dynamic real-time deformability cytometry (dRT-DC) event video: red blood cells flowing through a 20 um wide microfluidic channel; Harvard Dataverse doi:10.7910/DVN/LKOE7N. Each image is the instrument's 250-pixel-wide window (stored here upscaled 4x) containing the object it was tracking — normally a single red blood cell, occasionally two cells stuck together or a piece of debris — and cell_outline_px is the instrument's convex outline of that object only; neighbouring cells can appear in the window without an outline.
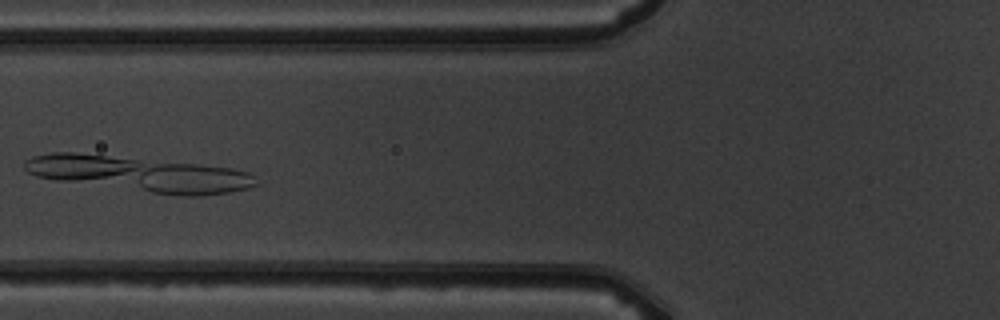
{"species": "common noctule bat (a hibernating species)", "species_latin": "Nyctalus noctula", "temperature_condition": "warm", "stored_images_in_passage": 10, "segment_of_instrument_passage": [2, 3], "camera_frame_rate_fps": 3000, "um_per_image_px": 0.085, "animal": {"sex": "male", "body_mass_g": 19.5, "forearm_length_mm": 54.6}, "frame": {"image": 1, "passage_image": 7, "time_ms": 7.0, "image_size_px": [1000, 320], "cell_outline_px": [[260, 184], [248, 188], [228, 192], [200, 196], [180, 196], [56, 180], [36, 176], [28, 172], [24, 168], [24, 160], [32, 156], [52, 152], [72, 152], [200, 164], [228, 168], [252, 172]], "centroid_in_image_um": [11.86, 14.78], "position_along_channel_um": 113.9, "area_um2": 47.45}}